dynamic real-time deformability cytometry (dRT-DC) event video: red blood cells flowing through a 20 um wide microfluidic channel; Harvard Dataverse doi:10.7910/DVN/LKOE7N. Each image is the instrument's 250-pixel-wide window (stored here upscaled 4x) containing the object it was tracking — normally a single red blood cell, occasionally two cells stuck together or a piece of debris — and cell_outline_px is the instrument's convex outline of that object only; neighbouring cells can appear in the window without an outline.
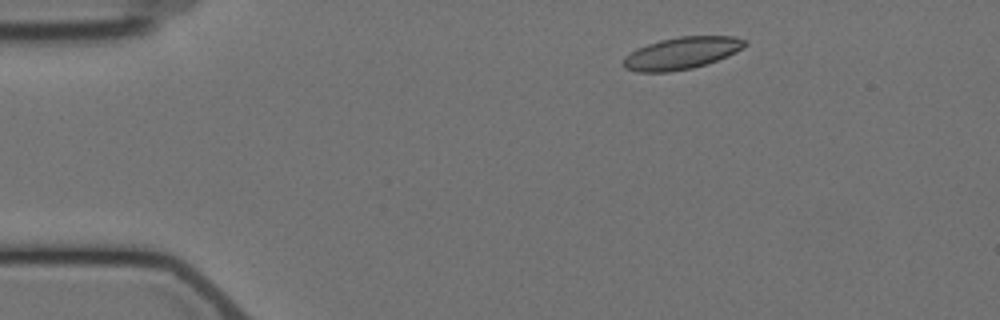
{"species": "Egyptian fruit bat (a non-hibernating species)", "species_latin": "Rousettus aegyptiacus", "temperature_condition": "cold", "stored_images_in_passage": 12, "camera_frame_rate_fps": 3000, "um_per_image_px": 0.085, "animal": {"sex": "female"}, "frame": {"image": 1, "passage_image": 1, "time_ms": 0.0, "image_size_px": [1000, 320], "cell_outline_px": [[748, 44], [744, 48], [736, 52], [716, 60], [692, 68], [668, 72], [636, 72], [624, 68], [620, 64], [624, 56], [636, 48], [660, 40], [680, 36], [736, 36], [748, 40]], "centroid_in_image_um": [57.91, 4.51], "position_along_channel_um": 27.1, "area_um2": 22.95}}
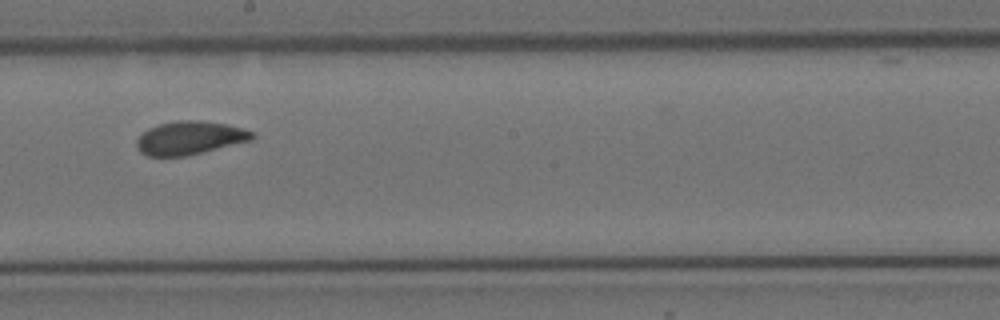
{"frame": {"image": 2, "passage_image": 7, "time_ms": 7.667, "image_size_px": [1000, 320], "cell_outline_px": [[256, 136], [252, 140], [184, 156], [148, 156], [140, 152], [136, 144], [136, 140], [148, 128], [160, 124], [176, 120], [200, 120], [224, 124], [240, 128], [252, 132]], "centroid_in_image_um": [16.1, 11.72], "position_along_channel_um": 232.1, "area_um2": 22.14}}
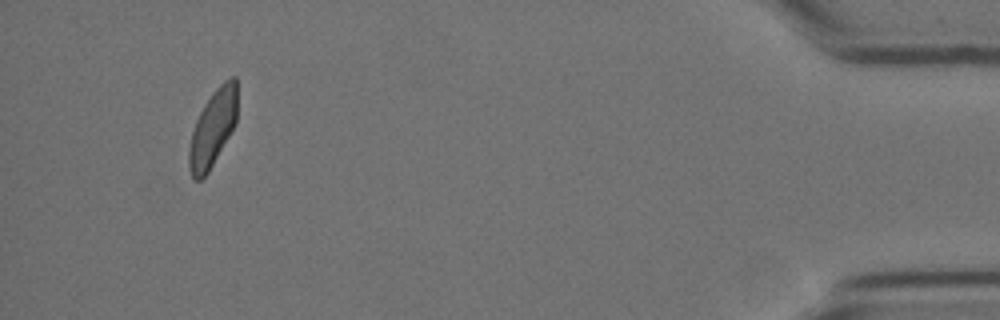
{"frame": {"image": 3, "passage_image": 12, "time_ms": 15.0, "image_size_px": [1000, 320], "cell_outline_px": [[236, 124], [208, 172], [200, 180], [192, 180], [188, 168], [188, 152], [192, 132], [196, 120], [204, 104], [212, 92], [224, 80], [232, 76], [236, 76]], "centroid_in_image_um": [18.07, 10.92], "position_along_channel_um": 417.1, "area_um2": 21.5}, "authors_computed_cell_mechanics": {"area_um2": 22.6287, "velocity_mm_per_s": 3.4956, "shape_relaxation_time_tau1_ms": null, "shape_relaxation_time_tau2_ms": 1.3712, "deformation_change_tau1": null, "deformation_change_tau2": 0.0385}}